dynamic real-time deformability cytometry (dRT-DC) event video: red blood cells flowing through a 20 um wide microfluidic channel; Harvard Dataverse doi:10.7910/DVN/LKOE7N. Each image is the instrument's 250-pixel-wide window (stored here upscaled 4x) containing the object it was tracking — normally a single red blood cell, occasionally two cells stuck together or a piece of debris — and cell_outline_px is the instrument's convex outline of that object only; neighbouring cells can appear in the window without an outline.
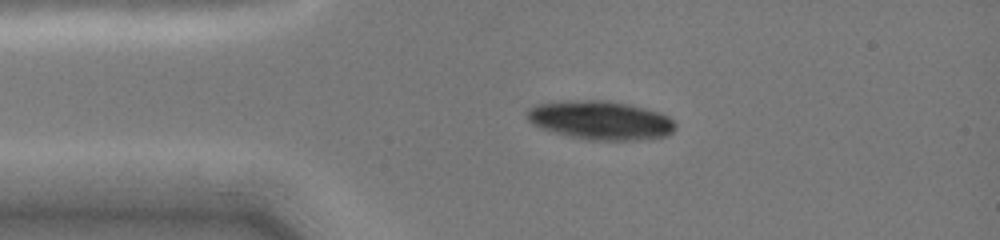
{"species": "common noctule bat (a hibernating species)", "species_latin": "Nyctalus noctula", "temperature_condition": "cold", "stored_images_in_passage": 18, "camera_frame_rate_fps": 3000, "um_per_image_px": 0.085, "animal": {"sex": "female", "body_mass_g": 19.0, "forearm_length_mm": 51.5}, "frame": {"image": 1, "passage_image": 5, "time_ms": 1.667, "image_size_px": [1000, 240], "cell_outline_px": [[676, 128], [672, 132], [664, 136], [636, 140], [588, 140], [568, 136], [552, 132], [540, 128], [532, 124], [528, 120], [528, 108], [536, 104], [564, 100], [608, 100], [628, 104], [660, 112], [668, 116], [676, 124]], "centroid_in_image_um": [51.02, 10.21], "position_along_channel_um": 34.0, "area_um2": 33.7}}